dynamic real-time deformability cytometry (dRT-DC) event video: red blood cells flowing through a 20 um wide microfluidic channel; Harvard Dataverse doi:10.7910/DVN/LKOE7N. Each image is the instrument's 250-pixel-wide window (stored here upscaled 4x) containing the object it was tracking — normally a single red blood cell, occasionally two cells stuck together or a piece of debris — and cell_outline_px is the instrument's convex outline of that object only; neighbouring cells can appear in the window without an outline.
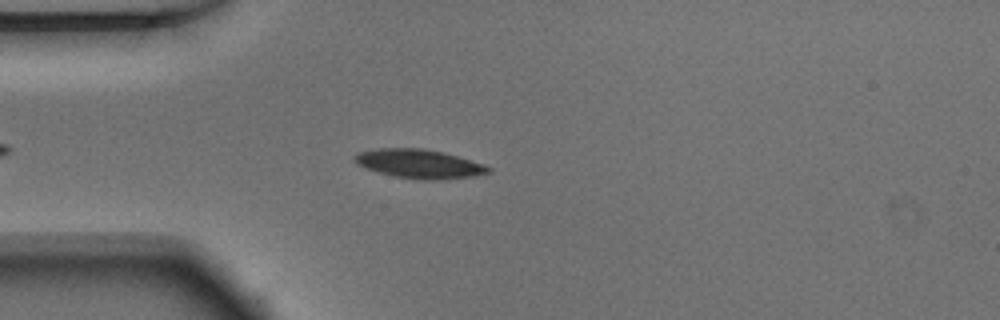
{"species": "Egyptian fruit bat (a non-hibernating species)", "species_latin": "Rousettus aegyptiacus", "temperature_condition": "warm", "stored_images_in_passage": 35, "camera_frame_rate_fps": 3000, "um_per_image_px": 0.085, "animal": {"sex": "male"}, "frame": {"image": 1, "passage_image": 7, "time_ms": 2.0, "image_size_px": [1000, 320], "cell_outline_px": [[492, 172], [472, 176], [440, 180], [420, 180], [396, 176], [364, 168], [356, 164], [352, 156], [360, 152], [376, 148], [424, 148], [444, 152], [484, 164], [492, 168]], "centroid_in_image_um": [35.63, 13.92], "position_along_channel_um": 49.4, "area_um2": 22.66}}
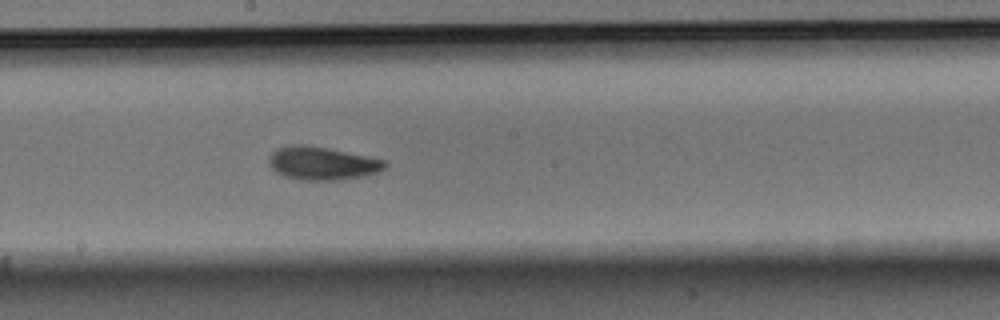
{"frame": {"image": 2, "passage_image": 21, "time_ms": 6.667, "image_size_px": [1000, 320], "cell_outline_px": [[388, 164], [380, 172], [364, 176], [344, 180], [300, 180], [284, 176], [276, 172], [268, 164], [268, 156], [276, 148], [300, 144], [304, 144], [328, 148], [368, 156], [384, 160]], "centroid_in_image_um": [27.38, 13.89], "position_along_channel_um": 220.8, "area_um2": 22.66}}
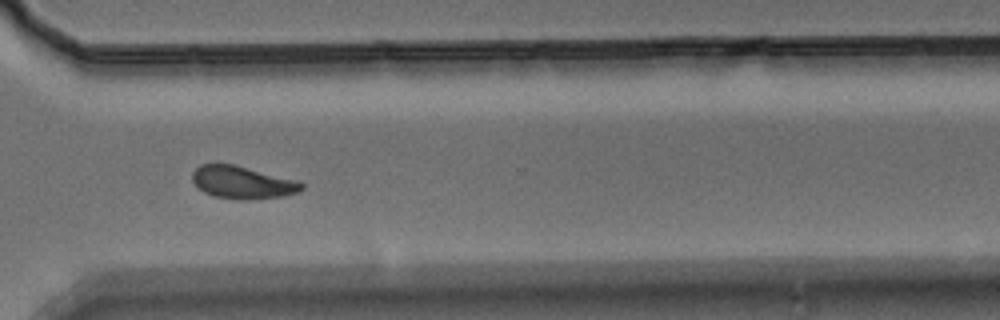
{"frame": {"image": 3, "passage_image": 31, "time_ms": 10.0, "image_size_px": [1000, 320], "cell_outline_px": [[304, 188], [296, 192], [284, 196], [248, 200], [236, 200], [212, 196], [204, 192], [192, 180], [192, 172], [200, 164], [232, 164], [292, 180], [304, 184]], "centroid_in_image_um": [20.54, 15.53], "position_along_channel_um": 350.1, "area_um2": 20.35}, "authors_computed_cell_mechanics": {"area_um2": 21.6172, "velocity_mm_per_s": 3.8815, "shape_relaxation_time_tau1_ms": 3.4403, "shape_relaxation_time_tau2_ms": 8.1962, "deformation_change_tau1": 0.1295, "deformation_change_tau2": 0.1338}}